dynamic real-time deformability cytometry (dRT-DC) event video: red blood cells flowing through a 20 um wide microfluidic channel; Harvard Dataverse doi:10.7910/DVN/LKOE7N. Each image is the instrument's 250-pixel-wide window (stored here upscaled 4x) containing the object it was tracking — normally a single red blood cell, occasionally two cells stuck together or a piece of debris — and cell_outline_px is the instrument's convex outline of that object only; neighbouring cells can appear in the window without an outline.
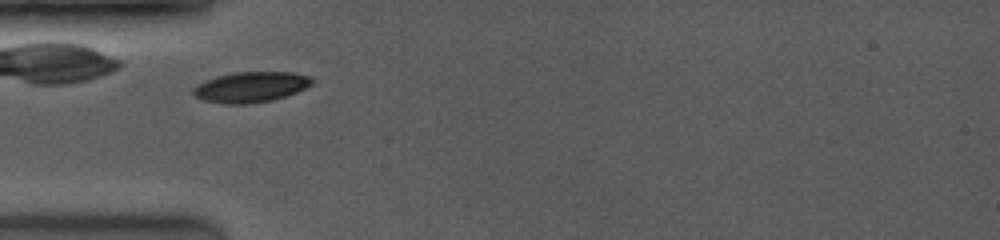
{"species": "common noctule bat (a hibernating species)", "species_latin": "Nyctalus noctula", "temperature_condition": "room temperature", "stored_images_in_passage": 5, "camera_frame_rate_fps": 3500, "um_per_image_px": 0.085, "animal": {"sex": "female", "body_mass_g": 19.0, "forearm_length_mm": 53.3}, "frame": {"image": 1, "passage_image": 2, "time_ms": 0.286, "image_size_px": [1000, 240], "cell_outline_px": [[312, 84], [296, 92], [272, 100], [252, 104], [224, 104], [204, 100], [196, 96], [192, 92], [192, 88], [196, 84], [204, 80], [216, 76], [232, 72], [292, 72], [308, 76], [312, 80]], "centroid_in_image_um": [21.26, 7.4], "position_along_channel_um": 63.7, "area_um2": 21.15}}